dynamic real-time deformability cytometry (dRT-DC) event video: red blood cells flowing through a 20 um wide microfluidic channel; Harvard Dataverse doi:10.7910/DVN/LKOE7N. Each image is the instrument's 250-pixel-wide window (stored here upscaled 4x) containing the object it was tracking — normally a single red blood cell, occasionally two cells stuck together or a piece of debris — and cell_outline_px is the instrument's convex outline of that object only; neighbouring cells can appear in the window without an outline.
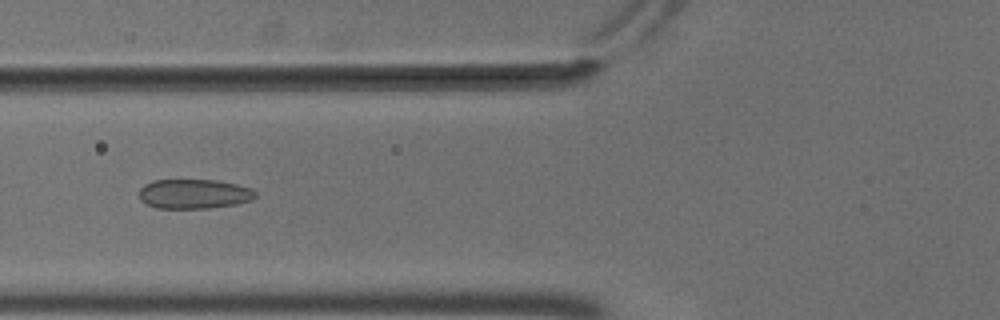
{"species": "common noctule bat (a hibernating species)", "species_latin": "Nyctalus noctula", "temperature_condition": "cold", "stored_images_in_passage": 39, "camera_frame_rate_fps": 3000, "um_per_image_px": 0.085, "animal": {"sex": "male", "body_mass_g": 18.8}, "frame": {"image": 1, "passage_image": 12, "time_ms": 3.667, "image_size_px": [1000, 320], "cell_outline_px": [[256, 196], [252, 200], [236, 204], [208, 208], [156, 208], [144, 204], [140, 200], [140, 188], [144, 184], [152, 180], [216, 180], [236, 184], [252, 188], [256, 192]], "centroid_in_image_um": [16.48, 16.48], "position_along_channel_um": 109.3, "area_um2": 20.17}}
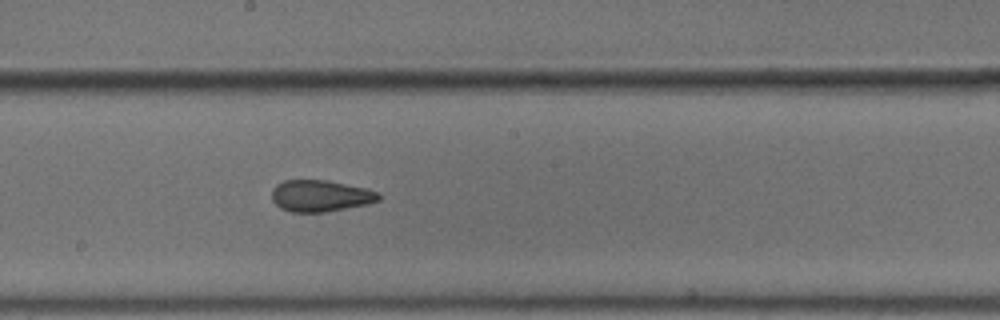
{"frame": {"image": 2, "passage_image": 21, "time_ms": 6.667, "image_size_px": [1000, 320], "cell_outline_px": [[380, 200], [368, 204], [324, 212], [292, 212], [280, 208], [272, 200], [272, 188], [276, 184], [284, 180], [328, 180], [364, 188], [380, 192]], "centroid_in_image_um": [27.23, 16.64], "position_along_channel_um": 221.0, "area_um2": 19.71}}
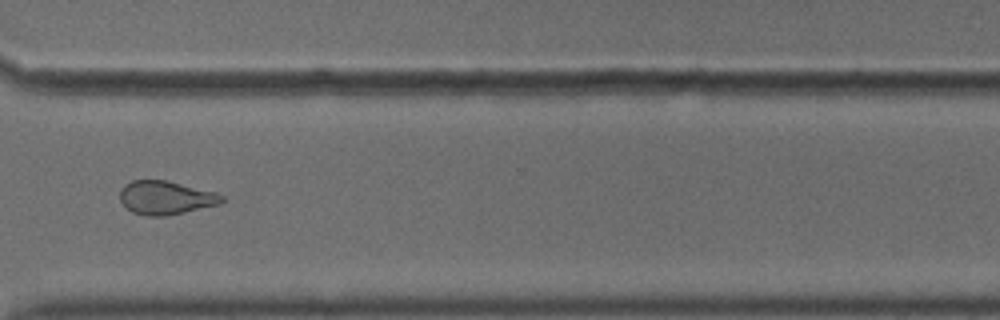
{"frame": {"image": 3, "passage_image": 32, "time_ms": 10.333, "image_size_px": [1000, 320], "cell_outline_px": [[224, 200], [220, 204], [184, 212], [164, 216], [144, 216], [132, 212], [124, 208], [120, 200], [120, 188], [124, 184], [132, 180], [164, 180], [216, 192], [224, 196]], "centroid_in_image_um": [14.04, 16.81], "position_along_channel_um": 356.6, "area_um2": 20.06}, "authors_computed_cell_mechanics": {"area_um2": 19.9988, "velocity_mm_per_s": 3.6988, "shape_relaxation_time_tau1_ms": null, "shape_relaxation_time_tau2_ms": 2.3971, "deformation_change_tau1": null, "deformation_change_tau2": 0.0894}}